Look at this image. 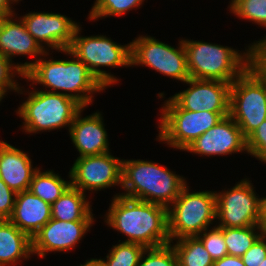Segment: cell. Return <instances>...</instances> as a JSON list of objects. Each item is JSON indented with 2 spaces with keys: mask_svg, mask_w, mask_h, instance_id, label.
Segmentation results:
<instances>
[{
  "mask_svg": "<svg viewBox=\"0 0 266 266\" xmlns=\"http://www.w3.org/2000/svg\"><path fill=\"white\" fill-rule=\"evenodd\" d=\"M86 194L71 185L51 205L52 219L62 221H95Z\"/></svg>",
  "mask_w": 266,
  "mask_h": 266,
  "instance_id": "obj_22",
  "label": "cell"
},
{
  "mask_svg": "<svg viewBox=\"0 0 266 266\" xmlns=\"http://www.w3.org/2000/svg\"><path fill=\"white\" fill-rule=\"evenodd\" d=\"M15 17L0 16V54L11 61L15 55L35 57L34 61L20 62L19 68L25 73L41 56L46 58L49 52L45 51L27 31L22 19Z\"/></svg>",
  "mask_w": 266,
  "mask_h": 266,
  "instance_id": "obj_17",
  "label": "cell"
},
{
  "mask_svg": "<svg viewBox=\"0 0 266 266\" xmlns=\"http://www.w3.org/2000/svg\"><path fill=\"white\" fill-rule=\"evenodd\" d=\"M28 93L27 100L16 110L24 120L25 133H40L70 126L76 115L84 108L79 102L66 95L36 90Z\"/></svg>",
  "mask_w": 266,
  "mask_h": 266,
  "instance_id": "obj_5",
  "label": "cell"
},
{
  "mask_svg": "<svg viewBox=\"0 0 266 266\" xmlns=\"http://www.w3.org/2000/svg\"><path fill=\"white\" fill-rule=\"evenodd\" d=\"M229 116L245 138L266 120V83L249 68L231 83Z\"/></svg>",
  "mask_w": 266,
  "mask_h": 266,
  "instance_id": "obj_9",
  "label": "cell"
},
{
  "mask_svg": "<svg viewBox=\"0 0 266 266\" xmlns=\"http://www.w3.org/2000/svg\"><path fill=\"white\" fill-rule=\"evenodd\" d=\"M83 110L85 108L76 115L70 129H68L71 141L79 152V157L110 152L102 114L95 112L82 117Z\"/></svg>",
  "mask_w": 266,
  "mask_h": 266,
  "instance_id": "obj_18",
  "label": "cell"
},
{
  "mask_svg": "<svg viewBox=\"0 0 266 266\" xmlns=\"http://www.w3.org/2000/svg\"><path fill=\"white\" fill-rule=\"evenodd\" d=\"M112 198L104 220L113 230L127 237L124 242L137 243L145 248L170 243L167 207L130 199L120 193Z\"/></svg>",
  "mask_w": 266,
  "mask_h": 266,
  "instance_id": "obj_1",
  "label": "cell"
},
{
  "mask_svg": "<svg viewBox=\"0 0 266 266\" xmlns=\"http://www.w3.org/2000/svg\"><path fill=\"white\" fill-rule=\"evenodd\" d=\"M266 257V235L262 234L241 256L246 266H258Z\"/></svg>",
  "mask_w": 266,
  "mask_h": 266,
  "instance_id": "obj_34",
  "label": "cell"
},
{
  "mask_svg": "<svg viewBox=\"0 0 266 266\" xmlns=\"http://www.w3.org/2000/svg\"><path fill=\"white\" fill-rule=\"evenodd\" d=\"M94 221H62L50 219L33 237V255L44 258L49 252L72 251Z\"/></svg>",
  "mask_w": 266,
  "mask_h": 266,
  "instance_id": "obj_15",
  "label": "cell"
},
{
  "mask_svg": "<svg viewBox=\"0 0 266 266\" xmlns=\"http://www.w3.org/2000/svg\"><path fill=\"white\" fill-rule=\"evenodd\" d=\"M248 47V68L266 83V36Z\"/></svg>",
  "mask_w": 266,
  "mask_h": 266,
  "instance_id": "obj_32",
  "label": "cell"
},
{
  "mask_svg": "<svg viewBox=\"0 0 266 266\" xmlns=\"http://www.w3.org/2000/svg\"><path fill=\"white\" fill-rule=\"evenodd\" d=\"M80 24L75 29L69 51L81 60L105 88L120 79L100 67H131V43L121 45L106 35L81 36Z\"/></svg>",
  "mask_w": 266,
  "mask_h": 266,
  "instance_id": "obj_6",
  "label": "cell"
},
{
  "mask_svg": "<svg viewBox=\"0 0 266 266\" xmlns=\"http://www.w3.org/2000/svg\"><path fill=\"white\" fill-rule=\"evenodd\" d=\"M13 62L0 54V95L3 98L11 90L23 94L24 87L19 86L18 82H16L18 80L14 78L17 74L19 75L17 78H24V72L19 68V63L15 64Z\"/></svg>",
  "mask_w": 266,
  "mask_h": 266,
  "instance_id": "obj_30",
  "label": "cell"
},
{
  "mask_svg": "<svg viewBox=\"0 0 266 266\" xmlns=\"http://www.w3.org/2000/svg\"><path fill=\"white\" fill-rule=\"evenodd\" d=\"M51 218V204L26 190L16 193L8 220L32 238Z\"/></svg>",
  "mask_w": 266,
  "mask_h": 266,
  "instance_id": "obj_20",
  "label": "cell"
},
{
  "mask_svg": "<svg viewBox=\"0 0 266 266\" xmlns=\"http://www.w3.org/2000/svg\"><path fill=\"white\" fill-rule=\"evenodd\" d=\"M219 228L223 232L228 255L236 257H241L244 255L245 252L253 245V243L263 234L261 225Z\"/></svg>",
  "mask_w": 266,
  "mask_h": 266,
  "instance_id": "obj_25",
  "label": "cell"
},
{
  "mask_svg": "<svg viewBox=\"0 0 266 266\" xmlns=\"http://www.w3.org/2000/svg\"><path fill=\"white\" fill-rule=\"evenodd\" d=\"M122 161L110 152L77 157L69 171L71 186L85 194L122 185Z\"/></svg>",
  "mask_w": 266,
  "mask_h": 266,
  "instance_id": "obj_12",
  "label": "cell"
},
{
  "mask_svg": "<svg viewBox=\"0 0 266 266\" xmlns=\"http://www.w3.org/2000/svg\"><path fill=\"white\" fill-rule=\"evenodd\" d=\"M213 266H246L241 257L236 256H224L221 259L214 260Z\"/></svg>",
  "mask_w": 266,
  "mask_h": 266,
  "instance_id": "obj_36",
  "label": "cell"
},
{
  "mask_svg": "<svg viewBox=\"0 0 266 266\" xmlns=\"http://www.w3.org/2000/svg\"><path fill=\"white\" fill-rule=\"evenodd\" d=\"M251 182L245 178L230 189L215 191L218 227L261 225L263 198H259Z\"/></svg>",
  "mask_w": 266,
  "mask_h": 266,
  "instance_id": "obj_11",
  "label": "cell"
},
{
  "mask_svg": "<svg viewBox=\"0 0 266 266\" xmlns=\"http://www.w3.org/2000/svg\"><path fill=\"white\" fill-rule=\"evenodd\" d=\"M163 103L156 139L182 151L229 115V112L188 111L182 109L171 97Z\"/></svg>",
  "mask_w": 266,
  "mask_h": 266,
  "instance_id": "obj_7",
  "label": "cell"
},
{
  "mask_svg": "<svg viewBox=\"0 0 266 266\" xmlns=\"http://www.w3.org/2000/svg\"><path fill=\"white\" fill-rule=\"evenodd\" d=\"M170 243L174 248L179 266H213L214 260L197 237H184Z\"/></svg>",
  "mask_w": 266,
  "mask_h": 266,
  "instance_id": "obj_24",
  "label": "cell"
},
{
  "mask_svg": "<svg viewBox=\"0 0 266 266\" xmlns=\"http://www.w3.org/2000/svg\"><path fill=\"white\" fill-rule=\"evenodd\" d=\"M144 0H96L89 11V20H98L103 17L123 16L133 8L137 9Z\"/></svg>",
  "mask_w": 266,
  "mask_h": 266,
  "instance_id": "obj_27",
  "label": "cell"
},
{
  "mask_svg": "<svg viewBox=\"0 0 266 266\" xmlns=\"http://www.w3.org/2000/svg\"><path fill=\"white\" fill-rule=\"evenodd\" d=\"M20 0H0V16H11L15 15V10H13L11 4H17Z\"/></svg>",
  "mask_w": 266,
  "mask_h": 266,
  "instance_id": "obj_37",
  "label": "cell"
},
{
  "mask_svg": "<svg viewBox=\"0 0 266 266\" xmlns=\"http://www.w3.org/2000/svg\"><path fill=\"white\" fill-rule=\"evenodd\" d=\"M131 43V66H146L174 80L190 79L183 38L178 47L151 36H139Z\"/></svg>",
  "mask_w": 266,
  "mask_h": 266,
  "instance_id": "obj_10",
  "label": "cell"
},
{
  "mask_svg": "<svg viewBox=\"0 0 266 266\" xmlns=\"http://www.w3.org/2000/svg\"><path fill=\"white\" fill-rule=\"evenodd\" d=\"M38 169L27 153L0 140V178L15 193L29 190Z\"/></svg>",
  "mask_w": 266,
  "mask_h": 266,
  "instance_id": "obj_19",
  "label": "cell"
},
{
  "mask_svg": "<svg viewBox=\"0 0 266 266\" xmlns=\"http://www.w3.org/2000/svg\"><path fill=\"white\" fill-rule=\"evenodd\" d=\"M20 18L45 51H49V48L58 52L69 49L79 25L66 15L52 12H30Z\"/></svg>",
  "mask_w": 266,
  "mask_h": 266,
  "instance_id": "obj_13",
  "label": "cell"
},
{
  "mask_svg": "<svg viewBox=\"0 0 266 266\" xmlns=\"http://www.w3.org/2000/svg\"><path fill=\"white\" fill-rule=\"evenodd\" d=\"M258 266H266V257Z\"/></svg>",
  "mask_w": 266,
  "mask_h": 266,
  "instance_id": "obj_40",
  "label": "cell"
},
{
  "mask_svg": "<svg viewBox=\"0 0 266 266\" xmlns=\"http://www.w3.org/2000/svg\"><path fill=\"white\" fill-rule=\"evenodd\" d=\"M138 266H179V263L174 248L171 243H168L157 247L145 248Z\"/></svg>",
  "mask_w": 266,
  "mask_h": 266,
  "instance_id": "obj_29",
  "label": "cell"
},
{
  "mask_svg": "<svg viewBox=\"0 0 266 266\" xmlns=\"http://www.w3.org/2000/svg\"><path fill=\"white\" fill-rule=\"evenodd\" d=\"M80 266H105L101 259L92 258L90 260H86L84 264H80Z\"/></svg>",
  "mask_w": 266,
  "mask_h": 266,
  "instance_id": "obj_39",
  "label": "cell"
},
{
  "mask_svg": "<svg viewBox=\"0 0 266 266\" xmlns=\"http://www.w3.org/2000/svg\"><path fill=\"white\" fill-rule=\"evenodd\" d=\"M197 237L202 241L213 260L221 259L228 255L223 232L218 226L215 225L211 230L209 228L205 229Z\"/></svg>",
  "mask_w": 266,
  "mask_h": 266,
  "instance_id": "obj_31",
  "label": "cell"
},
{
  "mask_svg": "<svg viewBox=\"0 0 266 266\" xmlns=\"http://www.w3.org/2000/svg\"><path fill=\"white\" fill-rule=\"evenodd\" d=\"M189 190V186L186 185L167 208L170 242L184 237L198 236L216 219L215 191L189 192Z\"/></svg>",
  "mask_w": 266,
  "mask_h": 266,
  "instance_id": "obj_8",
  "label": "cell"
},
{
  "mask_svg": "<svg viewBox=\"0 0 266 266\" xmlns=\"http://www.w3.org/2000/svg\"><path fill=\"white\" fill-rule=\"evenodd\" d=\"M183 44L190 78L232 83L248 68L247 48L241 53L228 46L191 39H183Z\"/></svg>",
  "mask_w": 266,
  "mask_h": 266,
  "instance_id": "obj_4",
  "label": "cell"
},
{
  "mask_svg": "<svg viewBox=\"0 0 266 266\" xmlns=\"http://www.w3.org/2000/svg\"><path fill=\"white\" fill-rule=\"evenodd\" d=\"M144 250L143 245L122 241L113 245L106 259L101 260L105 266H138Z\"/></svg>",
  "mask_w": 266,
  "mask_h": 266,
  "instance_id": "obj_26",
  "label": "cell"
},
{
  "mask_svg": "<svg viewBox=\"0 0 266 266\" xmlns=\"http://www.w3.org/2000/svg\"><path fill=\"white\" fill-rule=\"evenodd\" d=\"M184 151L206 157L248 152L242 130L229 115L195 139Z\"/></svg>",
  "mask_w": 266,
  "mask_h": 266,
  "instance_id": "obj_16",
  "label": "cell"
},
{
  "mask_svg": "<svg viewBox=\"0 0 266 266\" xmlns=\"http://www.w3.org/2000/svg\"><path fill=\"white\" fill-rule=\"evenodd\" d=\"M262 221L261 228L263 230V234L266 235V197H262Z\"/></svg>",
  "mask_w": 266,
  "mask_h": 266,
  "instance_id": "obj_38",
  "label": "cell"
},
{
  "mask_svg": "<svg viewBox=\"0 0 266 266\" xmlns=\"http://www.w3.org/2000/svg\"><path fill=\"white\" fill-rule=\"evenodd\" d=\"M39 168L33 175L29 190L43 201L53 204L71 185L53 170L40 171Z\"/></svg>",
  "mask_w": 266,
  "mask_h": 266,
  "instance_id": "obj_23",
  "label": "cell"
},
{
  "mask_svg": "<svg viewBox=\"0 0 266 266\" xmlns=\"http://www.w3.org/2000/svg\"><path fill=\"white\" fill-rule=\"evenodd\" d=\"M62 52L73 57L72 60H53V58L47 60L40 57L24 73V79L32 82L30 84L32 88L35 83L43 85L47 88V92L66 95L86 108L93 102L92 94L99 93L106 88L92 75L88 67L68 49Z\"/></svg>",
  "mask_w": 266,
  "mask_h": 266,
  "instance_id": "obj_2",
  "label": "cell"
},
{
  "mask_svg": "<svg viewBox=\"0 0 266 266\" xmlns=\"http://www.w3.org/2000/svg\"><path fill=\"white\" fill-rule=\"evenodd\" d=\"M236 0H231L230 5L228 6V8L235 2Z\"/></svg>",
  "mask_w": 266,
  "mask_h": 266,
  "instance_id": "obj_41",
  "label": "cell"
},
{
  "mask_svg": "<svg viewBox=\"0 0 266 266\" xmlns=\"http://www.w3.org/2000/svg\"><path fill=\"white\" fill-rule=\"evenodd\" d=\"M187 185L186 178L153 161H122L121 196L169 207Z\"/></svg>",
  "mask_w": 266,
  "mask_h": 266,
  "instance_id": "obj_3",
  "label": "cell"
},
{
  "mask_svg": "<svg viewBox=\"0 0 266 266\" xmlns=\"http://www.w3.org/2000/svg\"><path fill=\"white\" fill-rule=\"evenodd\" d=\"M16 193L0 178V220L9 219L15 204Z\"/></svg>",
  "mask_w": 266,
  "mask_h": 266,
  "instance_id": "obj_35",
  "label": "cell"
},
{
  "mask_svg": "<svg viewBox=\"0 0 266 266\" xmlns=\"http://www.w3.org/2000/svg\"><path fill=\"white\" fill-rule=\"evenodd\" d=\"M229 10L240 19L251 21L266 29V0H236Z\"/></svg>",
  "mask_w": 266,
  "mask_h": 266,
  "instance_id": "obj_28",
  "label": "cell"
},
{
  "mask_svg": "<svg viewBox=\"0 0 266 266\" xmlns=\"http://www.w3.org/2000/svg\"><path fill=\"white\" fill-rule=\"evenodd\" d=\"M31 255L32 238L8 219L0 220V266H14Z\"/></svg>",
  "mask_w": 266,
  "mask_h": 266,
  "instance_id": "obj_21",
  "label": "cell"
},
{
  "mask_svg": "<svg viewBox=\"0 0 266 266\" xmlns=\"http://www.w3.org/2000/svg\"><path fill=\"white\" fill-rule=\"evenodd\" d=\"M246 145L248 154L266 163V120L246 138Z\"/></svg>",
  "mask_w": 266,
  "mask_h": 266,
  "instance_id": "obj_33",
  "label": "cell"
},
{
  "mask_svg": "<svg viewBox=\"0 0 266 266\" xmlns=\"http://www.w3.org/2000/svg\"><path fill=\"white\" fill-rule=\"evenodd\" d=\"M186 90L171 98L188 111L229 112L231 83L190 78Z\"/></svg>",
  "mask_w": 266,
  "mask_h": 266,
  "instance_id": "obj_14",
  "label": "cell"
}]
</instances>
